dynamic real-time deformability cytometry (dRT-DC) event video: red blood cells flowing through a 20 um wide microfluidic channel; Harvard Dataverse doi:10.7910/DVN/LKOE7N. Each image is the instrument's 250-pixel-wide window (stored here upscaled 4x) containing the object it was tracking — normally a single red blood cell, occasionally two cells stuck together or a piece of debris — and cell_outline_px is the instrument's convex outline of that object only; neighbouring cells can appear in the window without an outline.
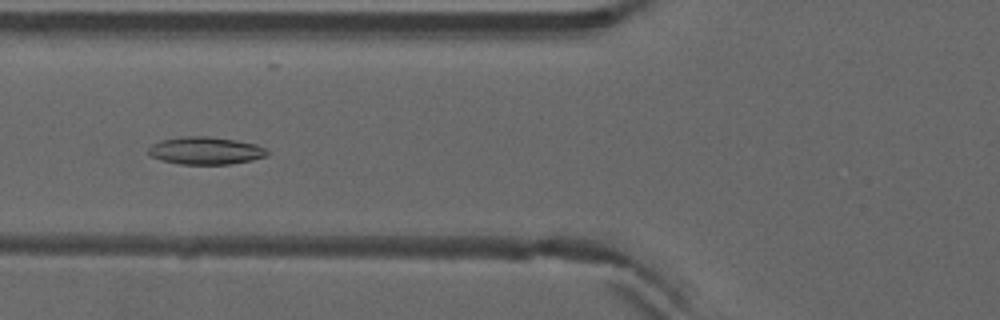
{"species": "common noctule bat (a hibernating species)", "species_latin": "Nyctalus noctula", "temperature_condition": "warm", "stored_images_in_passage": 53, "camera_frame_rate_fps": 3000, "um_per_image_px": 0.085, "animal": {"sex": "male", "forearm_length_mm": 52.5}, "frame": {"image": 1, "passage_image": 21, "time_ms": 6.667, "image_size_px": [1000, 320], "cell_outline_px": [[268, 156], [252, 160], [228, 164], [180, 164], [160, 160], [152, 156], [148, 152], [148, 148], [152, 144], [160, 140], [184, 136], [208, 136], [236, 140], [256, 144], [268, 148]], "centroid_in_image_um": [17.49, 12.8], "position_along_channel_um": 108.3, "area_um2": 19.19}}
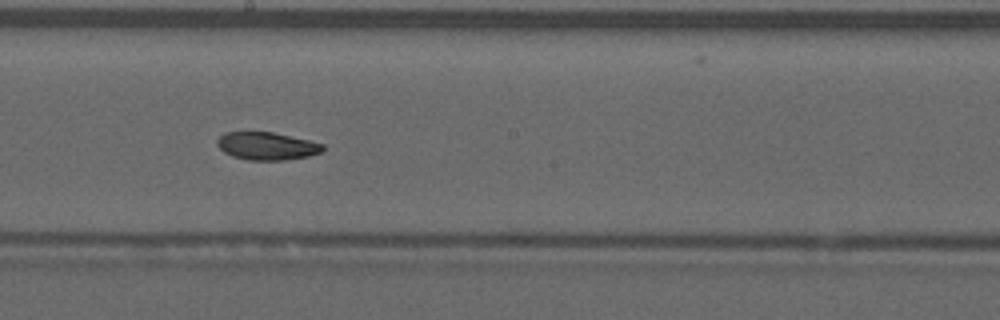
{"frame": {"image": 2, "passage_image": 30, "time_ms": 9.667, "image_size_px": [1000, 320], "cell_outline_px": [[324, 148], [320, 152], [308, 156], [284, 160], [248, 160], [232, 156], [224, 152], [216, 144], [216, 140], [224, 132], [272, 132], [308, 140], [324, 144]], "centroid_in_image_um": [22.65, 12.41], "position_along_channel_um": 225.6, "area_um2": 16.99}}
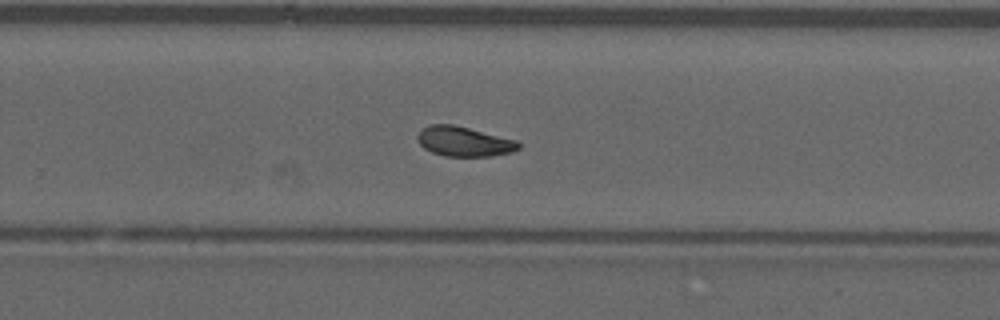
{"frame": {"image": 3, "passage_image": 35, "time_ms": 11.333, "image_size_px": [1000, 320], "cell_outline_px": [[520, 148], [512, 152], [492, 156], [444, 156], [432, 152], [424, 148], [420, 144], [416, 136], [428, 124], [452, 124], [516, 140], [520, 144]], "centroid_in_image_um": [39.43, 12.03], "position_along_channel_um": 290.4, "area_um2": 17.4}, "authors_computed_cell_mechanics": {"area_um2": 18.2648, "velocity_mm_per_s": 3.9134, "shape_relaxation_time_tau1_ms": 8.5945, "shape_relaxation_time_tau2_ms": null, "deformation_change_tau1": 0.1902, "deformation_change_tau2": null}}